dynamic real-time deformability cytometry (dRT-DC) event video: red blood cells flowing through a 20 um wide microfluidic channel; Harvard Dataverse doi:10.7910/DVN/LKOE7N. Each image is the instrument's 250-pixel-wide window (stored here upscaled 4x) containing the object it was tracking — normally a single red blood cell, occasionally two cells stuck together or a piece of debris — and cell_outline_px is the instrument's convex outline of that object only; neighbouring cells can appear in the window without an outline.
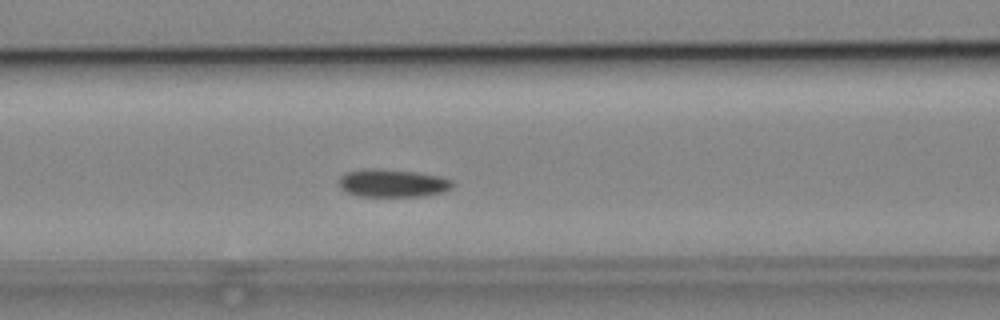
{"species": "common noctule bat (a hibernating species)", "species_latin": "Nyctalus noctula", "temperature_condition": "cold", "stored_images_in_passage": 50, "camera_frame_rate_fps": 3000, "um_per_image_px": 0.085, "animal": {"sex": "male", "body_mass_g": 19.2, "forearm_length_mm": 51.8}, "frame": {"image": 1, "passage_image": 19, "time_ms": 6.0, "image_size_px": [1000, 320], "cell_outline_px": [[456, 184], [452, 188], [444, 192], [424, 196], [360, 196], [348, 192], [340, 188], [340, 176], [348, 172], [368, 168], [380, 168], [420, 172], [440, 176], [452, 180]], "centroid_in_image_um": [33.44, 15.56], "position_along_channel_um": 133.2, "area_um2": 18.67}}
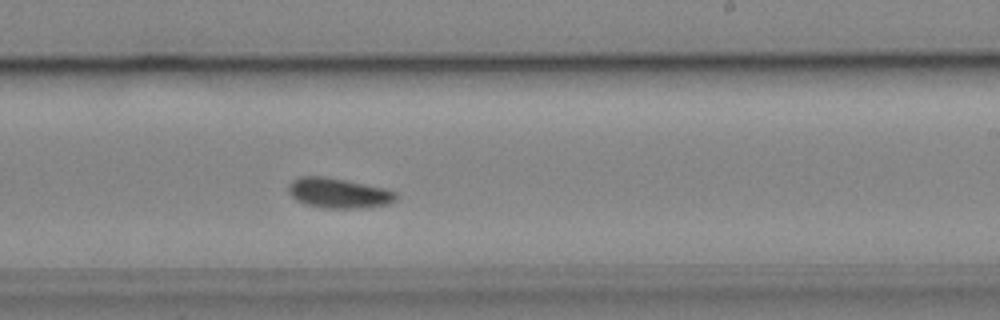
{"frame": {"image": 2, "passage_image": 29, "time_ms": 9.333, "image_size_px": [1000, 320], "cell_outline_px": [[396, 200], [388, 204], [360, 208], [324, 208], [304, 204], [296, 200], [288, 192], [288, 184], [292, 180], [300, 176], [324, 176], [384, 188], [396, 192]], "centroid_in_image_um": [28.73, 16.41], "position_along_channel_um": 260.3, "area_um2": 18.79}}
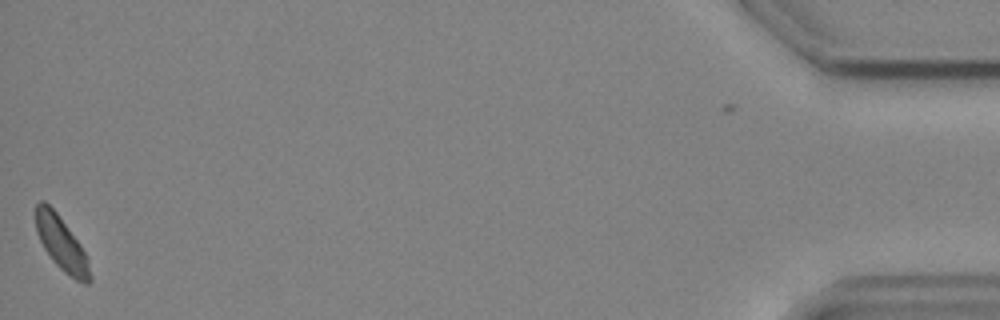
{"frame": {"image": 3, "passage_image": 50, "time_ms": 16.333, "image_size_px": [1000, 320], "cell_outline_px": [[92, 280], [88, 284], [84, 284], [76, 280], [64, 272], [52, 260], [44, 248], [36, 232], [36, 204], [40, 200], [44, 200], [56, 212], [80, 244], [84, 252], [92, 276]], "centroid_in_image_um": [5.22, 20.72], "position_along_channel_um": 430.0, "area_um2": 16.76}, "authors_computed_cell_mechanics": {"area_um2": 18.0336, "velocity_mm_per_s": 3.8316, "shape_relaxation_time_tau1_ms": 3.2202, "shape_relaxation_time_tau2_ms": null, "deformation_change_tau1": 0.0673, "deformation_change_tau2": null}}